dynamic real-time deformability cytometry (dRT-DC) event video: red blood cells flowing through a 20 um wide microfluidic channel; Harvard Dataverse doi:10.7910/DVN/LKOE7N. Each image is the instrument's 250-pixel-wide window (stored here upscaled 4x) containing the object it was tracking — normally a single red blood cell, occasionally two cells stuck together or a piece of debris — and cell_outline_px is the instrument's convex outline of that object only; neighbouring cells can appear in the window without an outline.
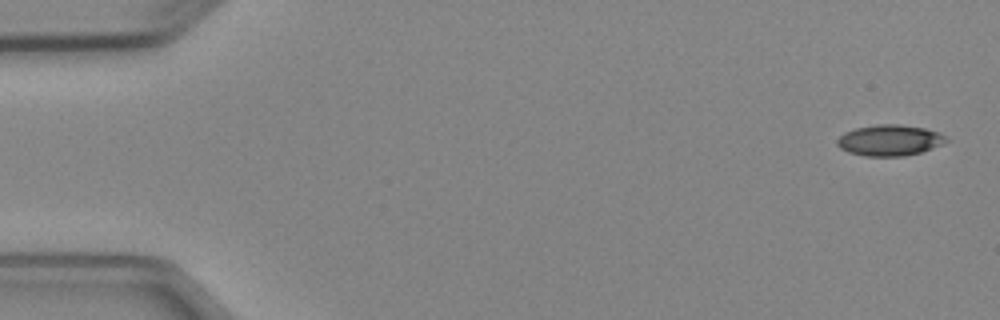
{"species": "Egyptian fruit bat (a non-hibernating species)", "species_latin": "Rousettus aegyptiacus", "temperature_condition": "cold", "stored_images_in_passage": 4, "camera_frame_rate_fps": 3000, "um_per_image_px": 0.085, "animal": {"sex": "female"}, "frame": {"image": 1, "passage_image": 1, "time_ms": 0.0, "image_size_px": [1000, 320], "cell_outline_px": [[948, 140], [944, 144], [920, 152], [904, 156], [864, 156], [848, 152], [840, 148], [836, 144], [836, 140], [844, 132], [856, 128], [876, 124], [900, 124], [924, 128], [940, 132], [948, 136]], "centroid_in_image_um": [75.63, 11.92], "position_along_channel_um": 9.4, "area_um2": 19.88}}
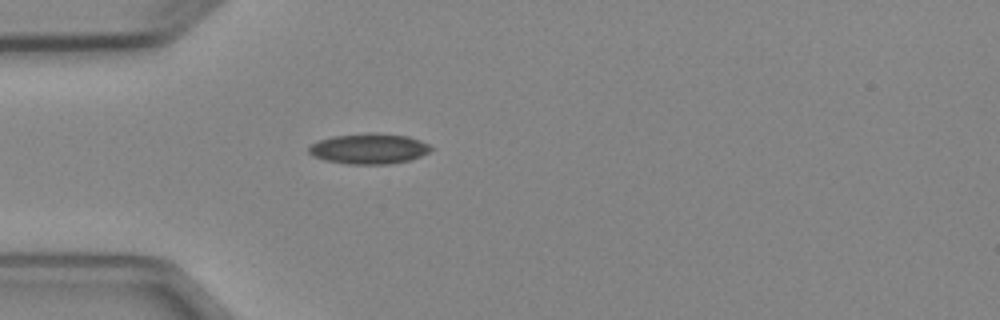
{"frame": {"image": 2, "passage_image": 4, "time_ms": 4.333, "image_size_px": [1000, 320], "cell_outline_px": [[432, 148], [428, 152], [420, 156], [408, 160], [388, 164], [348, 164], [324, 160], [312, 156], [308, 152], [308, 148], [312, 144], [320, 140], [332, 136], [368, 132], [372, 132], [408, 136], [420, 140], [428, 144]], "centroid_in_image_um": [31.33, 12.63], "position_along_channel_um": 53.7, "area_um2": 21.68}}